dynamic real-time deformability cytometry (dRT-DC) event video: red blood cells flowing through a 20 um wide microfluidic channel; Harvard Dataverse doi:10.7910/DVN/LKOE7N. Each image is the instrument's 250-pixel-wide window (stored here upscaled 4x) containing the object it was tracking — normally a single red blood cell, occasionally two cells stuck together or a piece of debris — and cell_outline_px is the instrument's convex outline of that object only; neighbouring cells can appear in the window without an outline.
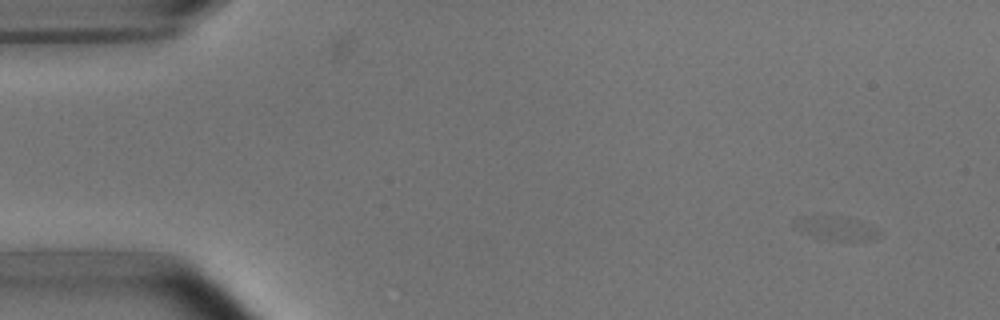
{"species": "common noctule bat (a hibernating species)", "species_latin": "Nyctalus noctula", "temperature_condition": "room temperature", "stored_images_in_passage": 5, "camera_frame_rate_fps": 3000, "um_per_image_px": 0.085, "animal": {"sex": "male", "body_mass_g": 15.6}, "frame": {"image": 1, "passage_image": 1, "time_ms": 0.0, "image_size_px": [1000, 320], "cell_outline_px": [[884, 232], [880, 236], [868, 240], [836, 240], [816, 236], [792, 224], [792, 220], [800, 216], [840, 216], [856, 220], [876, 228]], "centroid_in_image_um": [71.13, 19.37], "position_along_channel_um": 13.9, "area_um2": 11.27}}
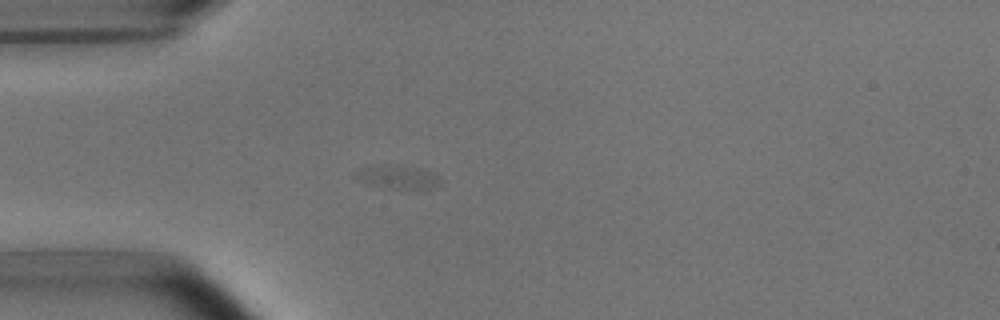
{"frame": {"image": 2, "passage_image": 4, "time_ms": 3.667, "image_size_px": [1000, 320], "cell_outline_px": [[440, 184], [436, 188], [384, 188], [360, 180], [352, 176], [356, 168], [416, 168], [436, 176], [440, 180]], "centroid_in_image_um": [33.77, 15.11], "position_along_channel_um": 51.2, "area_um2": 10.4}}